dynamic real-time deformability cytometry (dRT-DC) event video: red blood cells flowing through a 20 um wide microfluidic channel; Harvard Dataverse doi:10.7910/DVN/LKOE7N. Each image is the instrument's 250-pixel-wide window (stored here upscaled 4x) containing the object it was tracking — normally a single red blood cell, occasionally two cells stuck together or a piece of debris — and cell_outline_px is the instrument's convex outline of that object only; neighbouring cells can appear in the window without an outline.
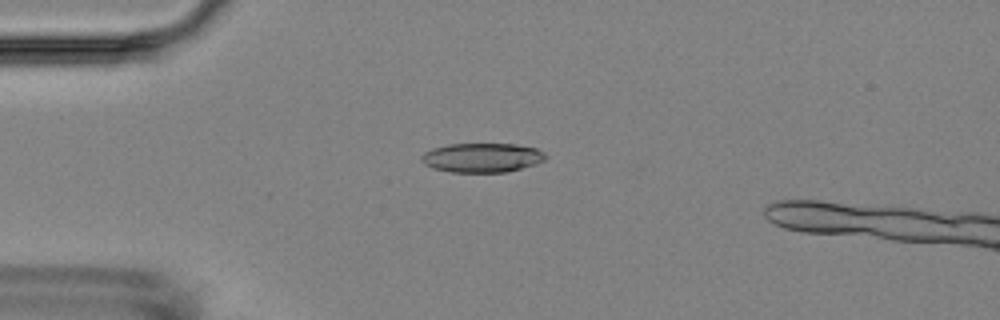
{"species": "Egyptian fruit bat (a non-hibernating species)", "species_latin": "Rousettus aegyptiacus", "temperature_condition": "room temperature", "stored_images_in_passage": 8, "camera_frame_rate_fps": 3000, "um_per_image_px": 0.085, "animal": {"sex": "female"}, "frame": {"image": 1, "passage_image": 4, "time_ms": 3.667, "image_size_px": [1000, 320], "cell_outline_px": [[548, 156], [544, 160], [536, 164], [504, 172], [452, 172], [432, 168], [424, 164], [420, 160], [420, 156], [424, 152], [432, 148], [448, 144], [516, 144], [536, 148], [544, 152]], "centroid_in_image_um": [40.95, 13.39], "position_along_channel_um": 44.1, "area_um2": 21.27}}
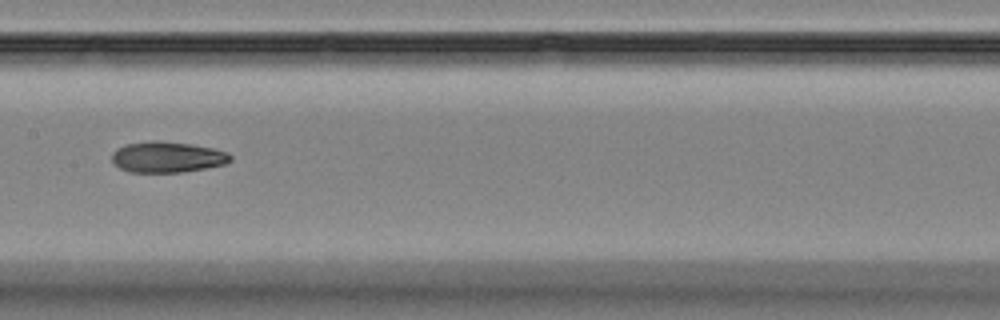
{"frame": {"image": 2, "passage_image": 8, "time_ms": 8.333, "image_size_px": [1000, 320], "cell_outline_px": [[232, 160], [224, 164], [204, 168], [180, 172], [128, 172], [120, 168], [112, 160], [112, 152], [116, 148], [124, 144], [152, 140], [160, 140], [192, 144], [212, 148], [228, 152], [232, 156]], "centroid_in_image_um": [14.2, 13.33], "position_along_channel_um": 193.2, "area_um2": 21.44}}